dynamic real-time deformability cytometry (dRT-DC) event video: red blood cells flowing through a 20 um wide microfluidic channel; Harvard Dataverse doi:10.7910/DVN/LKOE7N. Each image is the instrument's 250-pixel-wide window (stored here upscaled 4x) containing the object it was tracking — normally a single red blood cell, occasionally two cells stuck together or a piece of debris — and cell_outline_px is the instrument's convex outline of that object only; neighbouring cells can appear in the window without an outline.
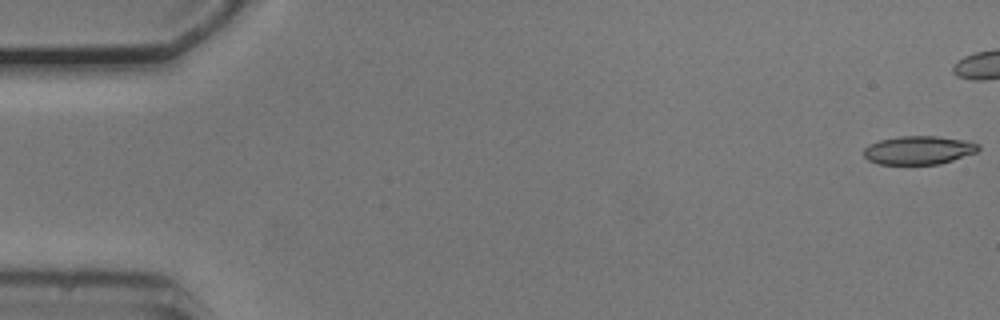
{"species": "common noctule bat (a hibernating species)", "species_latin": "Nyctalus noctula", "temperature_condition": "cold", "stored_images_in_passage": 12, "camera_frame_rate_fps": 3000, "um_per_image_px": 0.085, "animal": {"sex": "male", "body_mass_g": 20.5, "forearm_length_mm": 52.5}, "frame": {"image": 1, "passage_image": 1, "time_ms": 0.0, "image_size_px": [1000, 320], "cell_outline_px": [[980, 148], [976, 152], [940, 164], [880, 164], [868, 160], [864, 156], [864, 148], [880, 140], [900, 136], [936, 136], [964, 140], [980, 144]], "centroid_in_image_um": [78.1, 12.76], "position_along_channel_um": 6.9, "area_um2": 18.84}}